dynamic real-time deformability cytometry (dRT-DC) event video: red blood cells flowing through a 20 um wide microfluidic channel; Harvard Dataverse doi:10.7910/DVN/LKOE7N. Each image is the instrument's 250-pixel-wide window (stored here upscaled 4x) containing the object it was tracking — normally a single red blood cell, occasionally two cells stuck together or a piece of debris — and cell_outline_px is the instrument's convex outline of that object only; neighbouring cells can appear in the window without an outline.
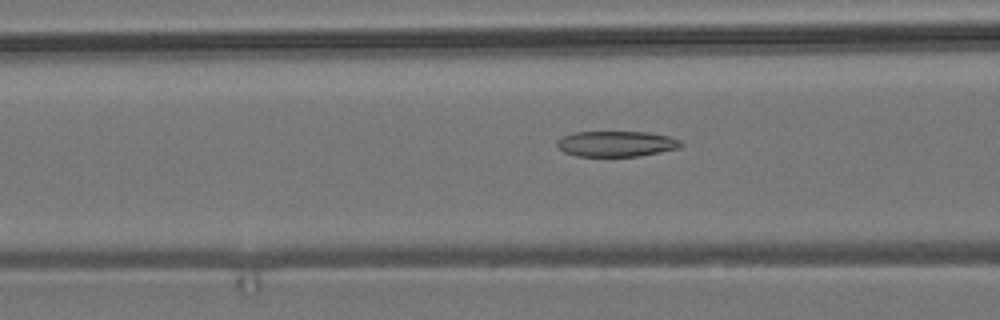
{"species": "common noctule bat (a hibernating species)", "species_latin": "Nyctalus noctula", "temperature_condition": "room temperature", "stored_images_in_passage": 55, "camera_frame_rate_fps": 3000, "um_per_image_px": 0.085, "animal": {"sex": "male", "body_mass_g": 19.2, "forearm_length_mm": 51.8}, "frame": {"image": 1, "passage_image": 21, "time_ms": 6.667, "image_size_px": [1000, 320], "cell_outline_px": [[684, 144], [680, 148], [640, 156], [576, 156], [564, 152], [556, 144], [556, 140], [572, 132], [648, 132], [668, 136], [680, 140]], "centroid_in_image_um": [52.4, 12.22], "position_along_channel_um": 114.2, "area_um2": 18.55}}
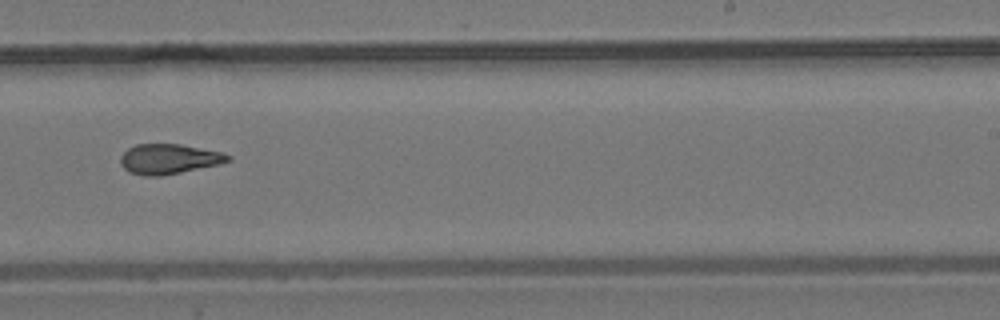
{"frame": {"image": 2, "passage_image": 34, "time_ms": 11.0, "image_size_px": [1000, 320], "cell_outline_px": [[232, 160], [220, 164], [160, 176], [144, 176], [128, 172], [120, 164], [120, 156], [128, 148], [136, 144], [180, 144], [224, 152], [232, 156]], "centroid_in_image_um": [14.37, 13.51], "position_along_channel_um": 274.6, "area_um2": 18.96}}
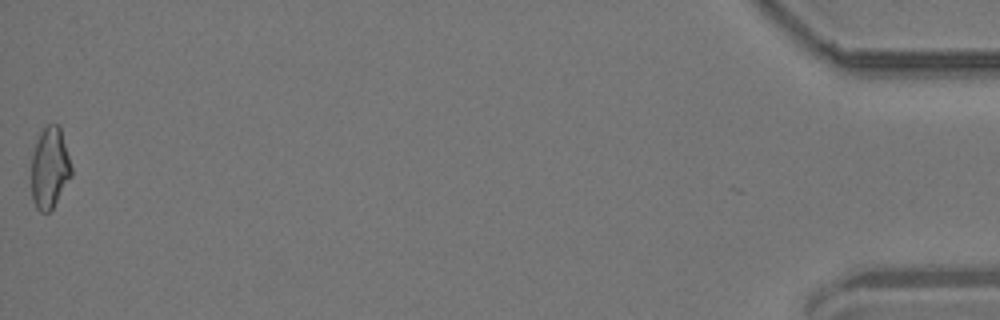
{"frame": {"image": 3, "passage_image": 55, "time_ms": 18.0, "image_size_px": [1000, 320], "cell_outline_px": [[72, 176], [52, 208], [48, 212], [40, 212], [36, 208], [32, 200], [32, 152], [36, 140], [40, 132], [48, 124], [60, 124], [72, 168]], "centroid_in_image_um": [4.23, 14.25], "position_along_channel_um": 431.0, "area_um2": 19.07}, "authors_computed_cell_mechanics": {"area_um2": 19.0162, "velocity_mm_per_s": 3.6976, "shape_relaxation_time_tau1_ms": null, "shape_relaxation_time_tau2_ms": 2.7218, "deformation_change_tau1": null, "deformation_change_tau2": 0.1145}}